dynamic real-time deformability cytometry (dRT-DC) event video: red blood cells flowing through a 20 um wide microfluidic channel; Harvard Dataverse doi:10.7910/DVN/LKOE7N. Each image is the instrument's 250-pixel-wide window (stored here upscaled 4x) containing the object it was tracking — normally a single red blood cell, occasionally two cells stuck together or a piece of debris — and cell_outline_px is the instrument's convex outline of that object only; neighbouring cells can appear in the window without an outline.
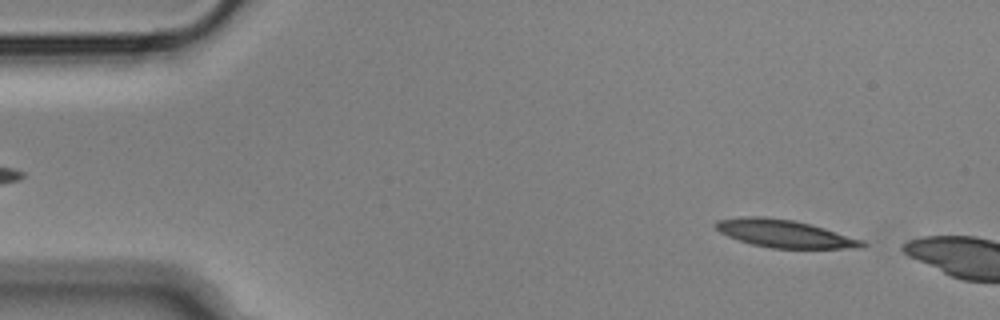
{"species": "Egyptian fruit bat (a non-hibernating species)", "species_latin": "Rousettus aegyptiacus", "temperature_condition": "cold", "stored_images_in_passage": 8, "camera_frame_rate_fps": 3000, "um_per_image_px": 0.085, "animal": {"sex": "male"}, "frame": {"image": 1, "passage_image": 4, "time_ms": 1.0, "image_size_px": [1000, 320], "cell_outline_px": [[868, 244], [864, 248], [772, 248], [752, 244], [728, 236], [720, 232], [716, 228], [716, 220], [744, 216], [764, 216], [792, 220], [812, 224], [864, 240]], "centroid_in_image_um": [66.73, 19.85], "position_along_channel_um": 18.3, "area_um2": 23.64}}